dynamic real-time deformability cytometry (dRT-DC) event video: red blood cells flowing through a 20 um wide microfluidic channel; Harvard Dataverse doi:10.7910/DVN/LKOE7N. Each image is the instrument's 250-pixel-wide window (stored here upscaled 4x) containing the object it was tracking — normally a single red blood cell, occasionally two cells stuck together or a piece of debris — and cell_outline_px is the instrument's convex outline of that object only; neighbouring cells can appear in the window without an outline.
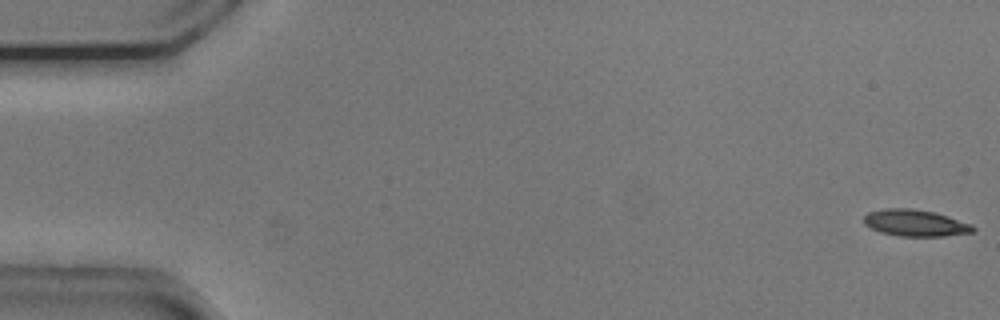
{"species": "common noctule bat (a hibernating species)", "species_latin": "Nyctalus noctula", "temperature_condition": "cold", "stored_images_in_passage": 54, "camera_frame_rate_fps": 3000, "um_per_image_px": 0.085, "animal": {"sex": "male", "body_mass_g": 20.5, "forearm_length_mm": 52.5}, "frame": {"image": 1, "passage_image": 1, "time_ms": 0.0, "image_size_px": [1000, 320], "cell_outline_px": [[976, 228], [972, 232], [944, 236], [900, 236], [880, 232], [864, 224], [864, 216], [868, 212], [884, 208], [912, 208], [932, 212], [948, 216], [972, 224]], "centroid_in_image_um": [77.79, 18.95], "position_along_channel_um": 7.2, "area_um2": 16.88}}
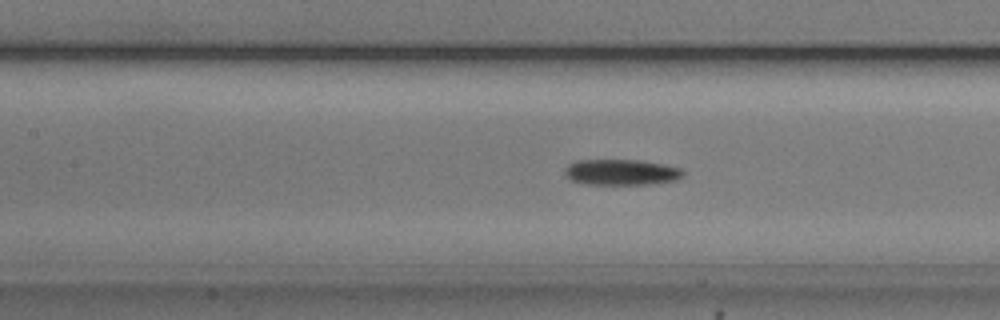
{"frame": {"image": 2, "passage_image": 24, "time_ms": 7.667, "image_size_px": [1000, 320], "cell_outline_px": [[684, 176], [676, 180], [648, 184], [588, 184], [572, 180], [564, 172], [564, 168], [568, 164], [576, 160], [640, 160], [664, 164], [680, 168], [684, 172]], "centroid_in_image_um": [52.82, 14.63], "position_along_channel_um": 154.6, "area_um2": 17.74}}
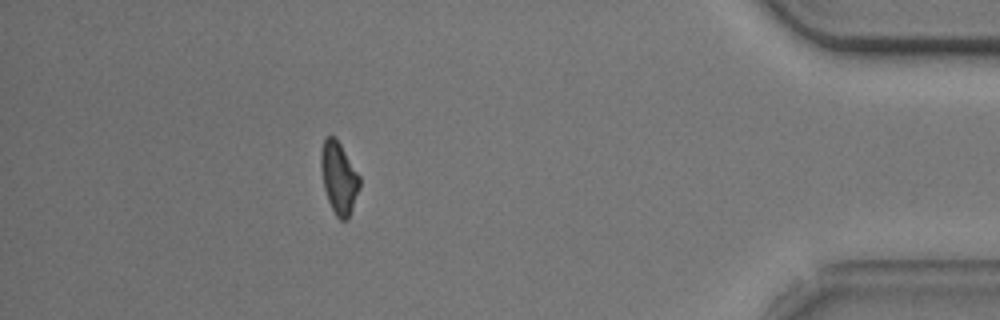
{"frame": {"image": 3, "passage_image": 48, "time_ms": 15.667, "image_size_px": [1000, 320], "cell_outline_px": [[360, 188], [348, 220], [340, 220], [336, 216], [328, 200], [324, 188], [320, 168], [320, 152], [324, 136], [332, 136], [340, 144], [360, 176]], "centroid_in_image_um": [28.79, 15.12], "position_along_channel_um": 406.4, "area_um2": 16.24}, "authors_computed_cell_mechanics": {"area_um2": 16.9643, "velocity_mm_per_s": 3.7581, "shape_relaxation_time_tau1_ms": 2.1926, "shape_relaxation_time_tau2_ms": null, "deformation_change_tau1": 0.1385, "deformation_change_tau2": null}}